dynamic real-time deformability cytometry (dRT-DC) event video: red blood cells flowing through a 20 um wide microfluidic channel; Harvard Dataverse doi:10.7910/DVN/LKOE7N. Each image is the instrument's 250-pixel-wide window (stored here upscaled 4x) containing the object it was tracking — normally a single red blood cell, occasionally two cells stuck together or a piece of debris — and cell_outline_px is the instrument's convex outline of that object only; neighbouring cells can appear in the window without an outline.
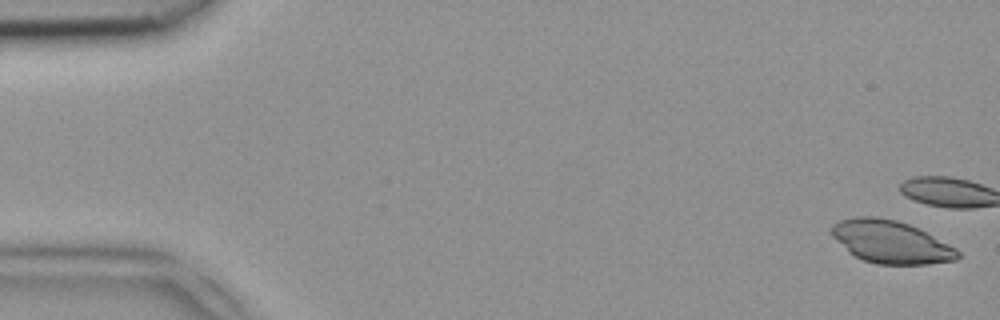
{"species": "common noctule bat (a hibernating species)", "species_latin": "Nyctalus noctula", "temperature_condition": "room temperature", "stored_images_in_passage": 14, "camera_frame_rate_fps": 3000, "um_per_image_px": 0.085, "animal": {"sex": "female", "body_mass_g": 18.4}, "frame": {"image": 1, "passage_image": 1, "time_ms": 0.0, "image_size_px": [1000, 320], "cell_outline_px": [[960, 256], [956, 260], [928, 264], [876, 264], [864, 260], [848, 252], [832, 236], [832, 224], [840, 220], [856, 216], [876, 216], [896, 220], [908, 224], [956, 248], [960, 252]], "centroid_in_image_um": [75.7, 20.56], "position_along_channel_um": 9.3, "area_um2": 31.1}}